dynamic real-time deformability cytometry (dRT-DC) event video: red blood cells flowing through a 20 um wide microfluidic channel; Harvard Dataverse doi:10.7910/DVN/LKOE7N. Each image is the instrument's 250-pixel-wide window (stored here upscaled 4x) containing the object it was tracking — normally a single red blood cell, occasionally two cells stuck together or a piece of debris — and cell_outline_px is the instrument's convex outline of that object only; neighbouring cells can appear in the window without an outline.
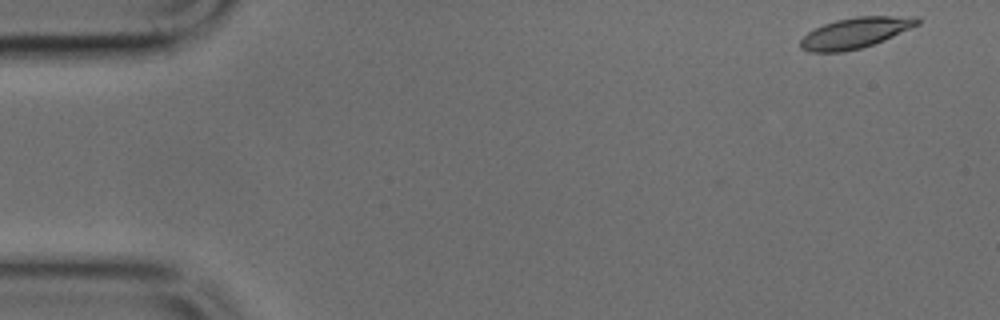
{"species": "common noctule bat (a hibernating species)", "species_latin": "Nyctalus noctula", "temperature_condition": "cold", "stored_images_in_passage": 47, "camera_frame_rate_fps": 3000, "um_per_image_px": 0.085, "animal": {"sex": "male", "body_mass_g": 17.9, "forearm_length_mm": 54.2}, "frame": {"image": 1, "passage_image": 1, "time_ms": 0.0, "image_size_px": [1000, 320], "cell_outline_px": [[920, 24], [884, 40], [860, 48], [840, 52], [812, 52], [800, 48], [800, 40], [808, 32], [824, 24], [836, 20], [856, 16], [916, 16], [920, 20]], "centroid_in_image_um": [72.72, 2.78], "position_along_channel_um": 12.3, "area_um2": 20.75}}
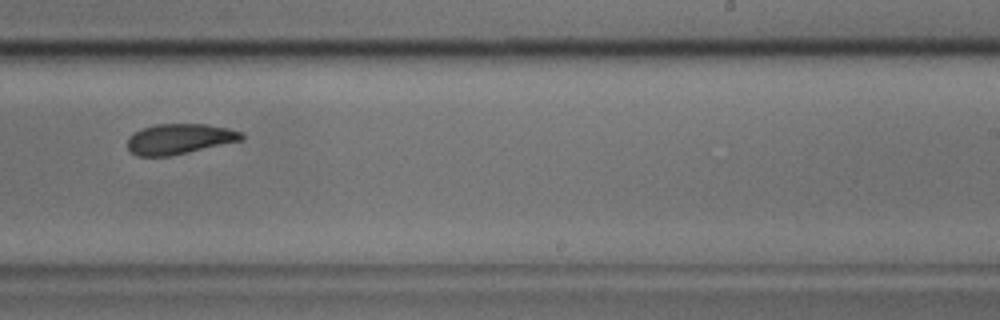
{"frame": {"image": 2, "passage_image": 29, "time_ms": 9.333, "image_size_px": [1000, 320], "cell_outline_px": [[244, 140], [168, 156], [136, 156], [128, 148], [128, 136], [132, 132], [156, 124], [204, 124], [228, 128], [244, 132]], "centroid_in_image_um": [15.26, 11.8], "position_along_channel_um": 273.7, "area_um2": 20.17}}
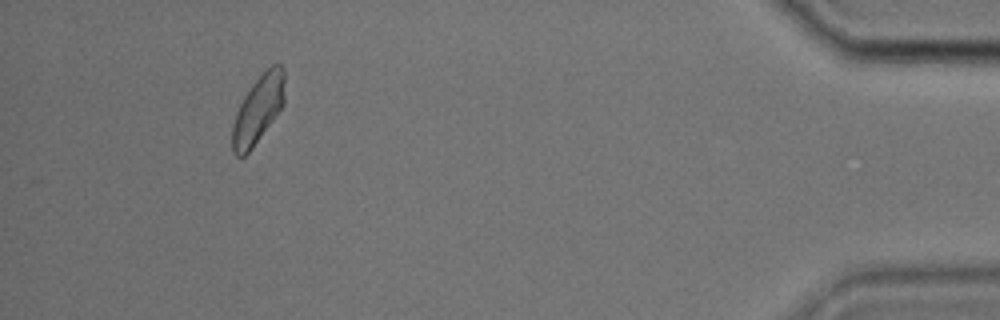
{"frame": {"image": 3, "passage_image": 44, "time_ms": 14.333, "image_size_px": [1000, 320], "cell_outline_px": [[284, 104], [252, 148], [244, 156], [236, 156], [232, 152], [232, 124], [236, 112], [244, 96], [252, 84], [272, 64], [280, 64], [284, 68]], "centroid_in_image_um": [21.93, 9.3], "position_along_channel_um": 413.3, "area_um2": 20.46}}